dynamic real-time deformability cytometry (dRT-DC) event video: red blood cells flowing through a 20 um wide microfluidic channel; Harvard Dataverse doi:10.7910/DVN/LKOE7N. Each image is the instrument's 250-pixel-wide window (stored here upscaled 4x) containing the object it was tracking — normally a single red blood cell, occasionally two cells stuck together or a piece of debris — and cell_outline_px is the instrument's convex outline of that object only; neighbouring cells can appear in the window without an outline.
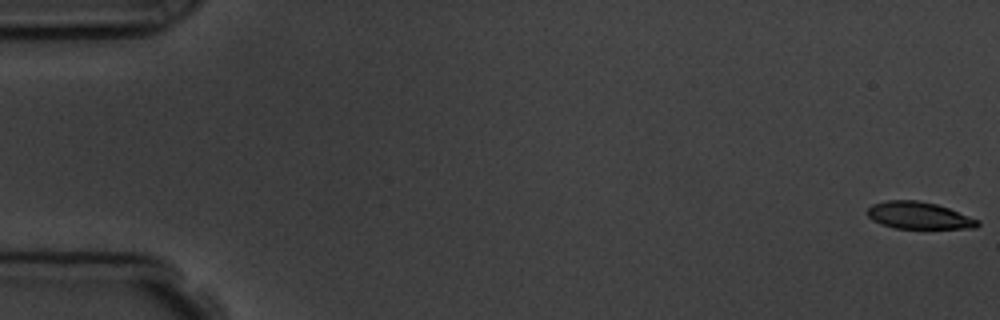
{"species": "common noctule bat (a hibernating species)", "species_latin": "Nyctalus noctula", "temperature_condition": "room temperature", "stored_images_in_passage": 4, "camera_frame_rate_fps": 3000, "um_per_image_px": 0.085, "animal": {"sex": "male", "body_mass_g": 19.5, "forearm_length_mm": 54.6}, "frame": {"image": 1, "passage_image": 1, "time_ms": 0.0, "image_size_px": [1000, 320], "cell_outline_px": [[980, 224], [976, 228], [892, 228], [880, 224], [872, 220], [868, 216], [868, 208], [872, 204], [888, 200], [916, 200], [936, 204], [948, 208], [980, 220]], "centroid_in_image_um": [78.09, 18.32], "position_along_channel_um": 6.9, "area_um2": 17.34}}
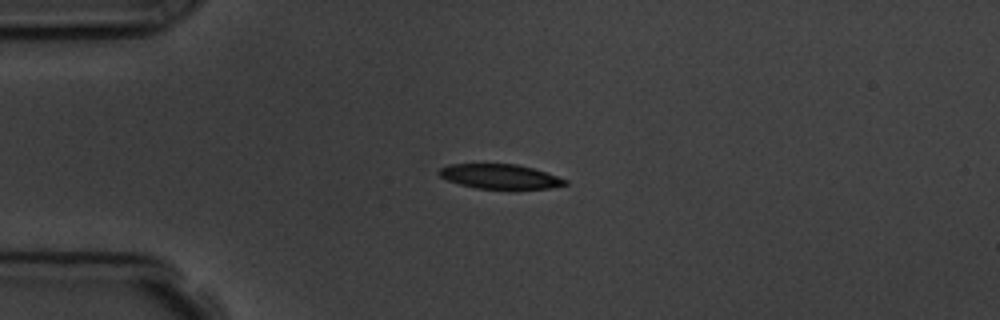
{"frame": {"image": 2, "passage_image": 4, "time_ms": 4.333, "image_size_px": [1000, 320], "cell_outline_px": [[568, 184], [548, 188], [512, 192], [476, 188], [460, 184], [448, 180], [440, 176], [436, 172], [440, 168], [448, 164], [516, 164], [532, 168], [568, 180]], "centroid_in_image_um": [42.51, 15.05], "position_along_channel_um": 42.5, "area_um2": 18.79}}